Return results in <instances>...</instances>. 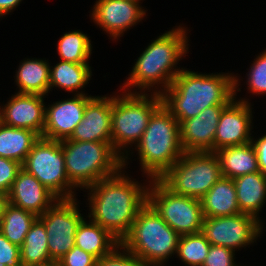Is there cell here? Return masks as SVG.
<instances>
[{"mask_svg":"<svg viewBox=\"0 0 266 266\" xmlns=\"http://www.w3.org/2000/svg\"><path fill=\"white\" fill-rule=\"evenodd\" d=\"M99 180L89 188L88 218L108 230L120 242L129 233L140 209L147 203L149 185H142L125 174Z\"/></svg>","mask_w":266,"mask_h":266,"instance_id":"cell-1","label":"cell"},{"mask_svg":"<svg viewBox=\"0 0 266 266\" xmlns=\"http://www.w3.org/2000/svg\"><path fill=\"white\" fill-rule=\"evenodd\" d=\"M186 29L179 25L151 41L141 52L120 89L125 92L163 93L183 69L178 68L177 64L189 52Z\"/></svg>","mask_w":266,"mask_h":266,"instance_id":"cell-2","label":"cell"},{"mask_svg":"<svg viewBox=\"0 0 266 266\" xmlns=\"http://www.w3.org/2000/svg\"><path fill=\"white\" fill-rule=\"evenodd\" d=\"M160 95L162 104L180 124L207 107L228 105L235 98V74H204L183 68Z\"/></svg>","mask_w":266,"mask_h":266,"instance_id":"cell-3","label":"cell"},{"mask_svg":"<svg viewBox=\"0 0 266 266\" xmlns=\"http://www.w3.org/2000/svg\"><path fill=\"white\" fill-rule=\"evenodd\" d=\"M141 172L146 178L160 179L185 153L180 142V124L161 104L135 145Z\"/></svg>","mask_w":266,"mask_h":266,"instance_id":"cell-4","label":"cell"},{"mask_svg":"<svg viewBox=\"0 0 266 266\" xmlns=\"http://www.w3.org/2000/svg\"><path fill=\"white\" fill-rule=\"evenodd\" d=\"M119 94L115 93L112 102L111 143L114 150L123 158V169H127L130 159L128 157L134 148L129 151L127 149L140 141L150 117L162 104V98L160 94L152 92L122 90V94Z\"/></svg>","mask_w":266,"mask_h":266,"instance_id":"cell-5","label":"cell"},{"mask_svg":"<svg viewBox=\"0 0 266 266\" xmlns=\"http://www.w3.org/2000/svg\"><path fill=\"white\" fill-rule=\"evenodd\" d=\"M61 145L68 179L76 189H87L123 168V158L112 143L65 139Z\"/></svg>","mask_w":266,"mask_h":266,"instance_id":"cell-6","label":"cell"},{"mask_svg":"<svg viewBox=\"0 0 266 266\" xmlns=\"http://www.w3.org/2000/svg\"><path fill=\"white\" fill-rule=\"evenodd\" d=\"M179 239L180 235L147 202L120 243L150 266H166L177 254Z\"/></svg>","mask_w":266,"mask_h":266,"instance_id":"cell-7","label":"cell"},{"mask_svg":"<svg viewBox=\"0 0 266 266\" xmlns=\"http://www.w3.org/2000/svg\"><path fill=\"white\" fill-rule=\"evenodd\" d=\"M222 177L215 152H185L159 179L175 194L201 199Z\"/></svg>","mask_w":266,"mask_h":266,"instance_id":"cell-8","label":"cell"},{"mask_svg":"<svg viewBox=\"0 0 266 266\" xmlns=\"http://www.w3.org/2000/svg\"><path fill=\"white\" fill-rule=\"evenodd\" d=\"M22 168L36 177L58 199L76 198V188L66 173L61 141L40 137L26 156Z\"/></svg>","mask_w":266,"mask_h":266,"instance_id":"cell-9","label":"cell"},{"mask_svg":"<svg viewBox=\"0 0 266 266\" xmlns=\"http://www.w3.org/2000/svg\"><path fill=\"white\" fill-rule=\"evenodd\" d=\"M147 202L180 236L201 232L203 212L199 199L173 193L159 179L148 180Z\"/></svg>","mask_w":266,"mask_h":266,"instance_id":"cell-10","label":"cell"},{"mask_svg":"<svg viewBox=\"0 0 266 266\" xmlns=\"http://www.w3.org/2000/svg\"><path fill=\"white\" fill-rule=\"evenodd\" d=\"M76 198L58 199L38 219L44 224L50 258L59 260L75 246L77 228L84 219Z\"/></svg>","mask_w":266,"mask_h":266,"instance_id":"cell-11","label":"cell"},{"mask_svg":"<svg viewBox=\"0 0 266 266\" xmlns=\"http://www.w3.org/2000/svg\"><path fill=\"white\" fill-rule=\"evenodd\" d=\"M263 227L255 217L238 213L231 216L204 217L201 233L211 245L239 251L256 243Z\"/></svg>","mask_w":266,"mask_h":266,"instance_id":"cell-12","label":"cell"},{"mask_svg":"<svg viewBox=\"0 0 266 266\" xmlns=\"http://www.w3.org/2000/svg\"><path fill=\"white\" fill-rule=\"evenodd\" d=\"M240 78L235 75V98L222 110L214 138V152L218 149L243 145L252 140V106L249 99H236Z\"/></svg>","mask_w":266,"mask_h":266,"instance_id":"cell-13","label":"cell"},{"mask_svg":"<svg viewBox=\"0 0 266 266\" xmlns=\"http://www.w3.org/2000/svg\"><path fill=\"white\" fill-rule=\"evenodd\" d=\"M90 14L91 20L118 40L130 27H134L146 16V10L138 2L126 0H96Z\"/></svg>","mask_w":266,"mask_h":266,"instance_id":"cell-14","label":"cell"},{"mask_svg":"<svg viewBox=\"0 0 266 266\" xmlns=\"http://www.w3.org/2000/svg\"><path fill=\"white\" fill-rule=\"evenodd\" d=\"M92 95H76L46 107L42 138L62 141L69 139L75 127L83 120L87 102Z\"/></svg>","mask_w":266,"mask_h":266,"instance_id":"cell-15","label":"cell"},{"mask_svg":"<svg viewBox=\"0 0 266 266\" xmlns=\"http://www.w3.org/2000/svg\"><path fill=\"white\" fill-rule=\"evenodd\" d=\"M45 96L16 93L0 106V121L8 126L34 131L42 137L45 125Z\"/></svg>","mask_w":266,"mask_h":266,"instance_id":"cell-16","label":"cell"},{"mask_svg":"<svg viewBox=\"0 0 266 266\" xmlns=\"http://www.w3.org/2000/svg\"><path fill=\"white\" fill-rule=\"evenodd\" d=\"M226 106L207 107L199 115L180 123V142L184 152H214L216 128Z\"/></svg>","mask_w":266,"mask_h":266,"instance_id":"cell-17","label":"cell"},{"mask_svg":"<svg viewBox=\"0 0 266 266\" xmlns=\"http://www.w3.org/2000/svg\"><path fill=\"white\" fill-rule=\"evenodd\" d=\"M112 102L113 95L93 96L69 140L111 143Z\"/></svg>","mask_w":266,"mask_h":266,"instance_id":"cell-18","label":"cell"},{"mask_svg":"<svg viewBox=\"0 0 266 266\" xmlns=\"http://www.w3.org/2000/svg\"><path fill=\"white\" fill-rule=\"evenodd\" d=\"M8 195L9 203L32 212L37 217L58 200L36 177L23 168L18 172Z\"/></svg>","mask_w":266,"mask_h":266,"instance_id":"cell-19","label":"cell"},{"mask_svg":"<svg viewBox=\"0 0 266 266\" xmlns=\"http://www.w3.org/2000/svg\"><path fill=\"white\" fill-rule=\"evenodd\" d=\"M240 212L255 217L262 224L259 216L266 202V175L260 171L233 179Z\"/></svg>","mask_w":266,"mask_h":266,"instance_id":"cell-20","label":"cell"},{"mask_svg":"<svg viewBox=\"0 0 266 266\" xmlns=\"http://www.w3.org/2000/svg\"><path fill=\"white\" fill-rule=\"evenodd\" d=\"M222 177L235 179L250 173L259 172L257 154L252 143L228 146L215 151Z\"/></svg>","mask_w":266,"mask_h":266,"instance_id":"cell-21","label":"cell"},{"mask_svg":"<svg viewBox=\"0 0 266 266\" xmlns=\"http://www.w3.org/2000/svg\"><path fill=\"white\" fill-rule=\"evenodd\" d=\"M204 217L231 216L240 212L233 179L221 177L200 199Z\"/></svg>","mask_w":266,"mask_h":266,"instance_id":"cell-22","label":"cell"},{"mask_svg":"<svg viewBox=\"0 0 266 266\" xmlns=\"http://www.w3.org/2000/svg\"><path fill=\"white\" fill-rule=\"evenodd\" d=\"M92 75L89 63H73L60 60L55 66L50 64L49 93L54 87H57L73 94L76 92V95H88L79 90L84 89Z\"/></svg>","mask_w":266,"mask_h":266,"instance_id":"cell-23","label":"cell"},{"mask_svg":"<svg viewBox=\"0 0 266 266\" xmlns=\"http://www.w3.org/2000/svg\"><path fill=\"white\" fill-rule=\"evenodd\" d=\"M15 82L22 94L47 96L49 92L50 64L46 59L25 58L16 70Z\"/></svg>","mask_w":266,"mask_h":266,"instance_id":"cell-24","label":"cell"},{"mask_svg":"<svg viewBox=\"0 0 266 266\" xmlns=\"http://www.w3.org/2000/svg\"><path fill=\"white\" fill-rule=\"evenodd\" d=\"M120 241L99 224L84 218L75 235V246L95 256L97 259L109 254Z\"/></svg>","mask_w":266,"mask_h":266,"instance_id":"cell-25","label":"cell"},{"mask_svg":"<svg viewBox=\"0 0 266 266\" xmlns=\"http://www.w3.org/2000/svg\"><path fill=\"white\" fill-rule=\"evenodd\" d=\"M40 138L34 131L15 128L0 121V157L23 164L33 144Z\"/></svg>","mask_w":266,"mask_h":266,"instance_id":"cell-26","label":"cell"},{"mask_svg":"<svg viewBox=\"0 0 266 266\" xmlns=\"http://www.w3.org/2000/svg\"><path fill=\"white\" fill-rule=\"evenodd\" d=\"M22 266H33L52 261L49 254L47 232L44 224L37 218L20 246Z\"/></svg>","mask_w":266,"mask_h":266,"instance_id":"cell-27","label":"cell"},{"mask_svg":"<svg viewBox=\"0 0 266 266\" xmlns=\"http://www.w3.org/2000/svg\"><path fill=\"white\" fill-rule=\"evenodd\" d=\"M38 217L32 212L8 204L0 220V232L13 244L21 246L31 225Z\"/></svg>","mask_w":266,"mask_h":266,"instance_id":"cell-28","label":"cell"},{"mask_svg":"<svg viewBox=\"0 0 266 266\" xmlns=\"http://www.w3.org/2000/svg\"><path fill=\"white\" fill-rule=\"evenodd\" d=\"M90 37L80 30L64 33L58 41L57 54L61 61L89 63L92 54Z\"/></svg>","mask_w":266,"mask_h":266,"instance_id":"cell-29","label":"cell"},{"mask_svg":"<svg viewBox=\"0 0 266 266\" xmlns=\"http://www.w3.org/2000/svg\"><path fill=\"white\" fill-rule=\"evenodd\" d=\"M211 244L201 232L180 236L177 254L187 266H202Z\"/></svg>","mask_w":266,"mask_h":266,"instance_id":"cell-30","label":"cell"},{"mask_svg":"<svg viewBox=\"0 0 266 266\" xmlns=\"http://www.w3.org/2000/svg\"><path fill=\"white\" fill-rule=\"evenodd\" d=\"M247 75V90L253 95H266V49L254 59Z\"/></svg>","mask_w":266,"mask_h":266,"instance_id":"cell-31","label":"cell"},{"mask_svg":"<svg viewBox=\"0 0 266 266\" xmlns=\"http://www.w3.org/2000/svg\"><path fill=\"white\" fill-rule=\"evenodd\" d=\"M96 266H150L141 258L131 253L121 243L109 254L97 259Z\"/></svg>","mask_w":266,"mask_h":266,"instance_id":"cell-32","label":"cell"},{"mask_svg":"<svg viewBox=\"0 0 266 266\" xmlns=\"http://www.w3.org/2000/svg\"><path fill=\"white\" fill-rule=\"evenodd\" d=\"M22 169L19 162L0 157V193L9 194L18 172Z\"/></svg>","mask_w":266,"mask_h":266,"instance_id":"cell-33","label":"cell"},{"mask_svg":"<svg viewBox=\"0 0 266 266\" xmlns=\"http://www.w3.org/2000/svg\"><path fill=\"white\" fill-rule=\"evenodd\" d=\"M202 266H240L236 265L235 251L223 247L211 245L208 255Z\"/></svg>","mask_w":266,"mask_h":266,"instance_id":"cell-34","label":"cell"},{"mask_svg":"<svg viewBox=\"0 0 266 266\" xmlns=\"http://www.w3.org/2000/svg\"><path fill=\"white\" fill-rule=\"evenodd\" d=\"M61 266H96L97 258L74 246L59 259Z\"/></svg>","mask_w":266,"mask_h":266,"instance_id":"cell-35","label":"cell"},{"mask_svg":"<svg viewBox=\"0 0 266 266\" xmlns=\"http://www.w3.org/2000/svg\"><path fill=\"white\" fill-rule=\"evenodd\" d=\"M0 266H22L20 247L11 243L0 232Z\"/></svg>","mask_w":266,"mask_h":266,"instance_id":"cell-36","label":"cell"},{"mask_svg":"<svg viewBox=\"0 0 266 266\" xmlns=\"http://www.w3.org/2000/svg\"><path fill=\"white\" fill-rule=\"evenodd\" d=\"M251 143L257 154L259 171L266 175V134L256 139L252 136Z\"/></svg>","mask_w":266,"mask_h":266,"instance_id":"cell-37","label":"cell"},{"mask_svg":"<svg viewBox=\"0 0 266 266\" xmlns=\"http://www.w3.org/2000/svg\"><path fill=\"white\" fill-rule=\"evenodd\" d=\"M23 0H0V18L10 14Z\"/></svg>","mask_w":266,"mask_h":266,"instance_id":"cell-38","label":"cell"},{"mask_svg":"<svg viewBox=\"0 0 266 266\" xmlns=\"http://www.w3.org/2000/svg\"><path fill=\"white\" fill-rule=\"evenodd\" d=\"M9 204V195L5 193H0V220L5 213L6 207Z\"/></svg>","mask_w":266,"mask_h":266,"instance_id":"cell-39","label":"cell"},{"mask_svg":"<svg viewBox=\"0 0 266 266\" xmlns=\"http://www.w3.org/2000/svg\"><path fill=\"white\" fill-rule=\"evenodd\" d=\"M33 266H61L59 260H52L50 262L39 264V265H33Z\"/></svg>","mask_w":266,"mask_h":266,"instance_id":"cell-40","label":"cell"},{"mask_svg":"<svg viewBox=\"0 0 266 266\" xmlns=\"http://www.w3.org/2000/svg\"><path fill=\"white\" fill-rule=\"evenodd\" d=\"M126 1H131V2H138V3H141V1H143V0H126Z\"/></svg>","mask_w":266,"mask_h":266,"instance_id":"cell-41","label":"cell"}]
</instances>
